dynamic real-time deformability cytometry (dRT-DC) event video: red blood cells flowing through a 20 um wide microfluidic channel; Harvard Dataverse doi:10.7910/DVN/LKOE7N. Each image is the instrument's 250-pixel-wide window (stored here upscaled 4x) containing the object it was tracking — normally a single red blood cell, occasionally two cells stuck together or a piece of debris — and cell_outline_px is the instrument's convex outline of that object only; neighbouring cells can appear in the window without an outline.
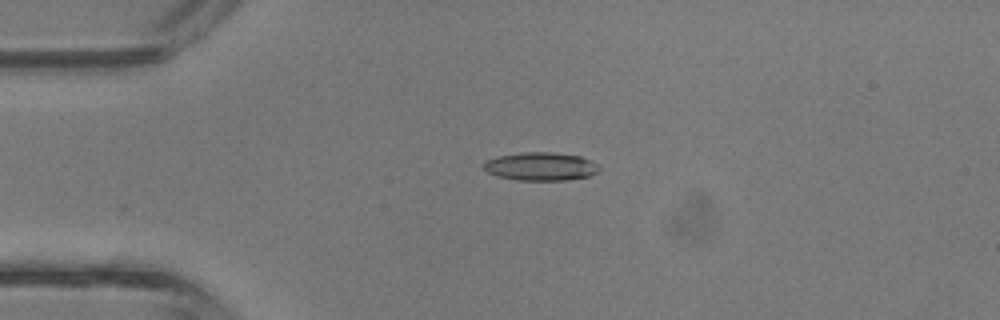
{"species": "common noctule bat (a hibernating species)", "species_latin": "Nyctalus noctula", "temperature_condition": "room temperature", "stored_images_in_passage": 3, "camera_frame_rate_fps": 3000, "um_per_image_px": 0.085, "animal": {"sex": "male", "body_mass_g": 13.3}, "frame": {"image": 1, "passage_image": 2, "time_ms": 0.333, "image_size_px": [1000, 320], "cell_outline_px": [[600, 168], [592, 176], [564, 180], [520, 180], [496, 176], [488, 172], [480, 164], [484, 160], [496, 156], [524, 152], [548, 152], [580, 156], [596, 164]], "centroid_in_image_um": [45.9, 14.14], "position_along_channel_um": 39.1, "area_um2": 19.02}}